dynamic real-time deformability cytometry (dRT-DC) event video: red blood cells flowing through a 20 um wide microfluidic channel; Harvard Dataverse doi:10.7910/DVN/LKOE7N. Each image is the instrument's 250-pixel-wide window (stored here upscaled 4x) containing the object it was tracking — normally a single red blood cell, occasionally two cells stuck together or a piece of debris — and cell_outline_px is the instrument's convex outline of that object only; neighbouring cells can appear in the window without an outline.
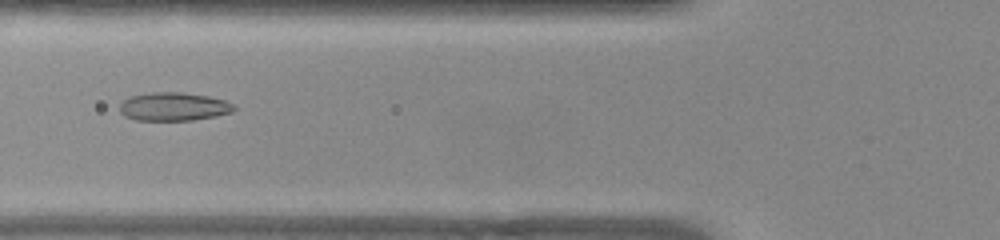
{"species": "common noctule bat (a hibernating species)", "species_latin": "Nyctalus noctula", "temperature_condition": "warm", "stored_images_in_passage": 37, "camera_frame_rate_fps": 3000, "um_per_image_px": 0.085, "animal": {"sex": "female", "body_mass_g": 22.0, "forearm_length_mm": 56.7}, "frame": {"image": 1, "passage_image": 4, "time_ms": 1.0, "image_size_px": [1000, 240], "cell_outline_px": [[236, 108], [232, 112], [216, 116], [192, 120], [136, 120], [124, 116], [120, 112], [120, 104], [128, 96], [152, 92], [180, 92], [208, 96], [224, 100], [232, 104]], "centroid_in_image_um": [14.73, 9.06], "position_along_channel_um": 111.1, "area_um2": 18.9}}
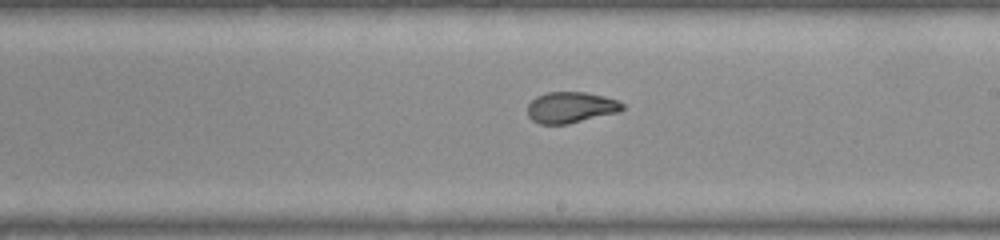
{"frame": {"image": 2, "passage_image": 14, "time_ms": 4.333, "image_size_px": [1000, 240], "cell_outline_px": [[624, 108], [620, 112], [568, 124], [540, 124], [532, 120], [528, 116], [528, 104], [536, 96], [548, 92], [584, 92], [604, 96], [616, 100], [624, 104]], "centroid_in_image_um": [48.52, 9.13], "position_along_channel_um": 240.5, "area_um2": 17.22}}
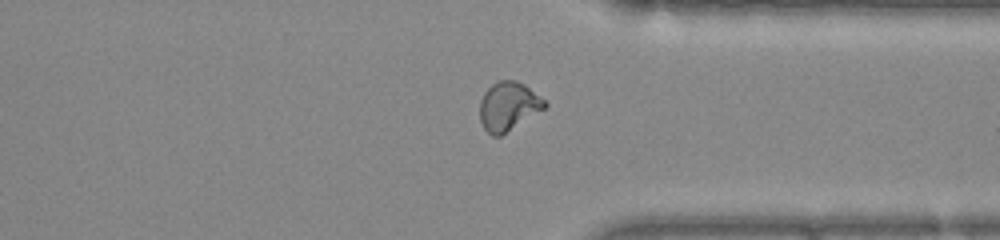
{"frame": {"image": 3, "passage_image": 24, "time_ms": 7.667, "image_size_px": [1000, 240], "cell_outline_px": [[548, 104], [544, 108], [500, 136], [492, 136], [484, 128], [480, 120], [480, 100], [484, 92], [492, 84], [500, 80], [516, 80], [524, 84], [544, 100]], "centroid_in_image_um": [43.18, 9.02], "position_along_channel_um": 368.2, "area_um2": 18.09}}